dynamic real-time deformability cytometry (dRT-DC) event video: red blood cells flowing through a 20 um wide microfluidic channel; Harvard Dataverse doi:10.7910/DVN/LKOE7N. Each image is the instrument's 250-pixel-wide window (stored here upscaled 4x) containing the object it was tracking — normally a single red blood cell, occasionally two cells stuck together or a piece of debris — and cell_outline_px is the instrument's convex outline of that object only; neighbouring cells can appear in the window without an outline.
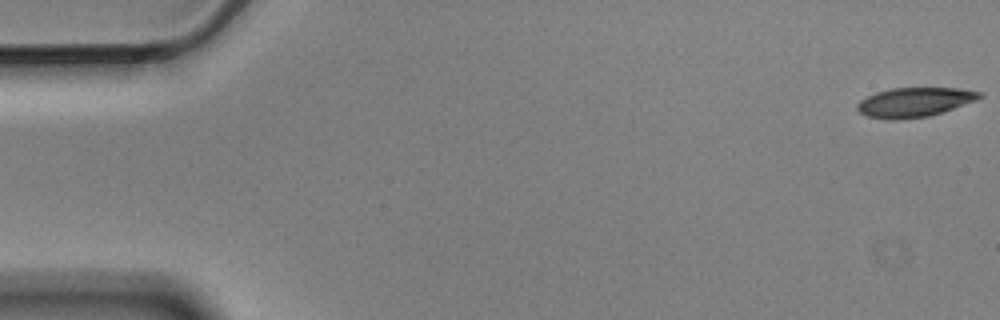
{"species": "Egyptian fruit bat (a non-hibernating species)", "species_latin": "Rousettus aegyptiacus", "temperature_condition": "cold", "stored_images_in_passage": 2, "segment_of_instrument_passage": [2, 2], "camera_frame_rate_fps": 3000, "um_per_image_px": 0.085, "animal": {"sex": "male"}, "frame": {"image": 1, "passage_image": 2, "time_ms": 0.333, "image_size_px": [1000, 320], "cell_outline_px": [[984, 96], [976, 100], [928, 116], [900, 120], [884, 120], [868, 116], [860, 112], [856, 108], [856, 104], [860, 100], [876, 92], [888, 88], [960, 88], [980, 92]], "centroid_in_image_um": [77.68, 8.69], "position_along_channel_um": 7.3, "area_um2": 20.92}}